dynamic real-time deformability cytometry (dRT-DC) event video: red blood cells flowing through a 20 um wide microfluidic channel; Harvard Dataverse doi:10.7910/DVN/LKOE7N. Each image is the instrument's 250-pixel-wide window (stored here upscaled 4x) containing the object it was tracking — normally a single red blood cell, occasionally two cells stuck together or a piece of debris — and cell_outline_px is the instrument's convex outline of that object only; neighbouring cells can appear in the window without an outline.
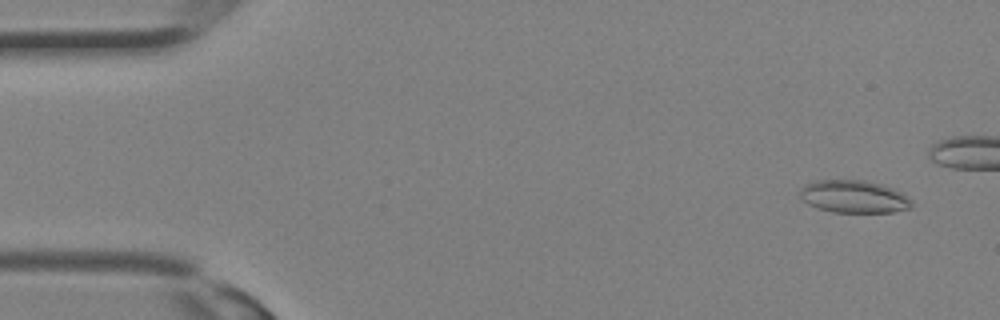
{"species": "Egyptian fruit bat (a non-hibernating species)", "species_latin": "Rousettus aegyptiacus", "temperature_condition": "room temperature", "stored_images_in_passage": 27, "camera_frame_rate_fps": 3000, "um_per_image_px": 0.085, "animal": {"sex": "female"}, "frame": {"image": 1, "passage_image": 2, "time_ms": 0.333, "image_size_px": [1000, 320], "cell_outline_px": [[912, 208], [892, 212], [832, 212], [816, 208], [800, 200], [800, 188], [804, 184], [812, 180], [864, 180], [880, 184], [892, 188], [908, 196], [912, 200]], "centroid_in_image_um": [72.54, 16.71], "position_along_channel_um": 12.5, "area_um2": 21.5}}
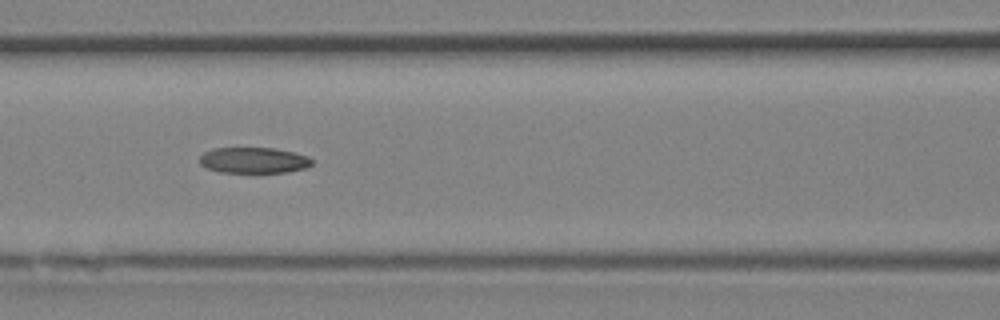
{"frame": {"image": 2, "passage_image": 14, "time_ms": 4.333, "image_size_px": [1000, 320], "cell_outline_px": [[312, 164], [304, 168], [284, 172], [220, 172], [208, 168], [200, 164], [200, 156], [204, 152], [212, 148], [276, 148], [308, 156], [312, 160]], "centroid_in_image_um": [21.54, 13.61], "position_along_channel_um": 145.1, "area_um2": 16.76}}
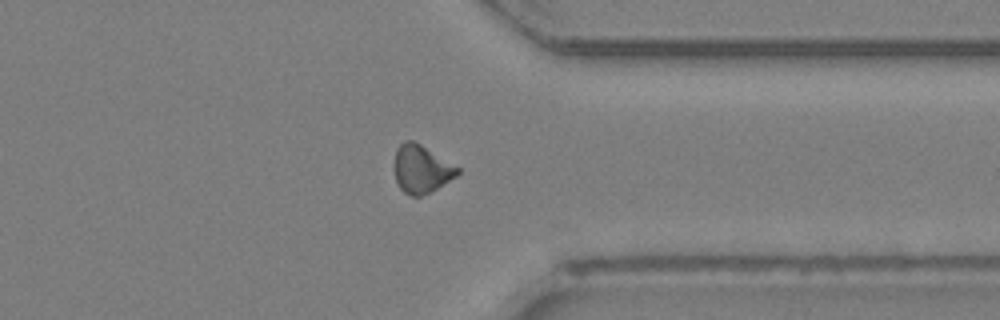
{"frame": {"image": 3, "passage_image": 25, "time_ms": 8.0, "image_size_px": [1000, 320], "cell_outline_px": [[460, 172], [456, 176], [432, 192], [420, 196], [412, 196], [404, 192], [400, 188], [396, 180], [392, 168], [392, 164], [396, 148], [404, 140], [412, 140], [420, 144], [460, 168]], "centroid_in_image_um": [35.77, 14.37], "position_along_channel_um": 375.6, "area_um2": 17.92}}